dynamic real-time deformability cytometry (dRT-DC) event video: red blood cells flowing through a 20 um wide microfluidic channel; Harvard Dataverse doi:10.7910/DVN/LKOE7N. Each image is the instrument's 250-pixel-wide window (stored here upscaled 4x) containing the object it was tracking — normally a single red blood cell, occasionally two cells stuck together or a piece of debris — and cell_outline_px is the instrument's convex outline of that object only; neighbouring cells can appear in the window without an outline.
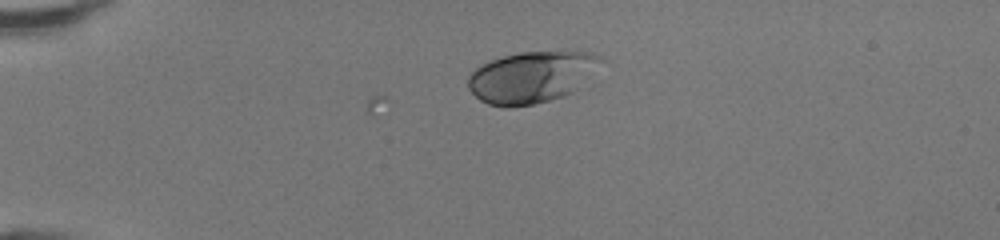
{"species": "human", "species_latin": "Homo sapiens", "temperature_condition": "room temperature", "stored_images_in_passage": 31, "camera_frame_rate_fps": 3000, "um_per_image_px": 0.085, "donor": {"sex": "female"}, "frame": {"image": 1, "passage_image": 1, "time_ms": 0.0, "image_size_px": [1000, 240], "cell_outline_px": [[604, 60], [572, 92], [564, 96], [532, 104], [508, 108], [504, 108], [488, 104], [480, 100], [468, 88], [468, 76], [480, 64], [504, 56], [520, 52], [564, 48], [588, 52], [600, 56]], "centroid_in_image_um": [45.18, 6.5], "position_along_channel_um": 39.8, "area_um2": 40.29}}
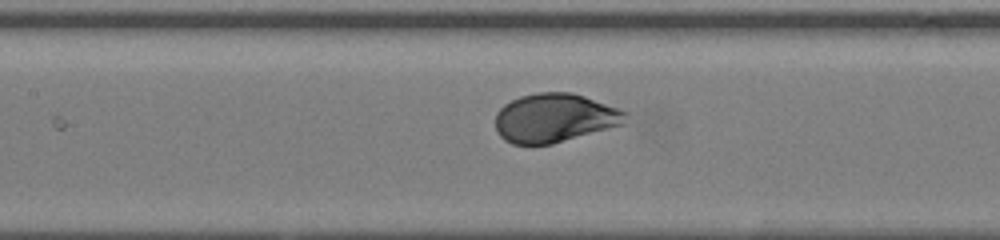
{"frame": {"image": 2, "passage_image": 13, "time_ms": 4.0, "image_size_px": [1000, 240], "cell_outline_px": [[628, 116], [624, 124], [552, 144], [512, 144], [504, 140], [496, 132], [496, 112], [504, 104], [520, 96], [536, 92], [572, 92], [620, 108], [628, 112]], "centroid_in_image_um": [47.14, 10.02], "position_along_channel_um": 160.3, "area_um2": 37.22}}
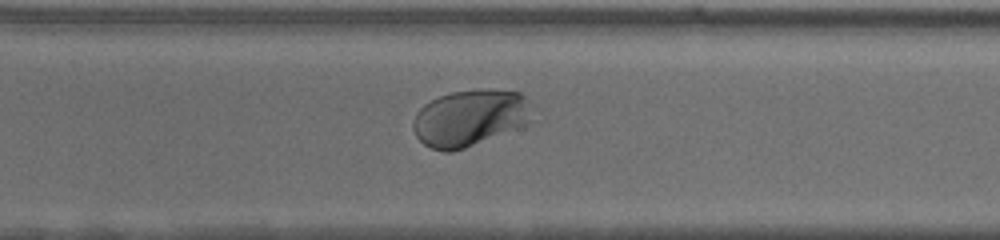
{"frame": {"image": 3, "passage_image": 25, "time_ms": 8.0, "image_size_px": [1000, 240], "cell_outline_px": [[528, 124], [464, 148], [452, 152], [444, 152], [432, 148], [424, 144], [416, 136], [412, 128], [412, 120], [416, 112], [424, 104], [440, 96], [452, 92], [480, 88], [492, 88], [520, 92], [524, 96], [528, 120]], "centroid_in_image_um": [39.85, 10.01], "position_along_channel_um": 330.8, "area_um2": 38.84}, "authors_computed_cell_mechanics": {"area_um2": 38.3214, "velocity_mm_per_s": 4.2762, "shape_relaxation_time_tau1_ms": 1.6202, "shape_relaxation_time_tau2_ms": null, "deformation_change_tau1": 0.1459, "deformation_change_tau2": null}}